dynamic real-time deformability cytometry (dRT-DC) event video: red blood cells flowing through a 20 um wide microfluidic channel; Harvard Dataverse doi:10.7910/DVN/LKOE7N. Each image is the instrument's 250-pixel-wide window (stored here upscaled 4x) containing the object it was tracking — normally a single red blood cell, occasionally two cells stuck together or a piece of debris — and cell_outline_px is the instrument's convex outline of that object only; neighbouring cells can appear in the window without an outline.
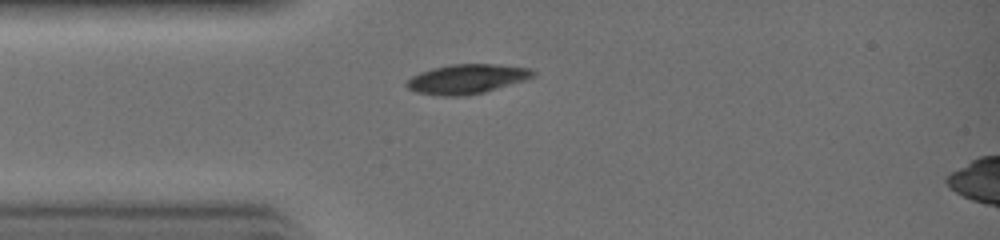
{"species": "common noctule bat (a hibernating species)", "species_latin": "Nyctalus noctula", "temperature_condition": "warm", "stored_images_in_passage": 23, "camera_frame_rate_fps": 3000, "um_per_image_px": 0.085, "animal": {"sex": "female", "body_mass_g": 19.0, "forearm_length_mm": 51.5}, "frame": {"image": 1, "passage_image": 1, "time_ms": 0.0, "image_size_px": [1000, 240], "cell_outline_px": [[536, 72], [532, 76], [524, 80], [484, 92], [464, 96], [440, 96], [416, 92], [408, 88], [404, 84], [412, 76], [420, 72], [432, 68], [452, 64], [496, 64], [528, 68]], "centroid_in_image_um": [39.63, 6.71], "position_along_channel_um": 45.4, "area_um2": 21.56}}
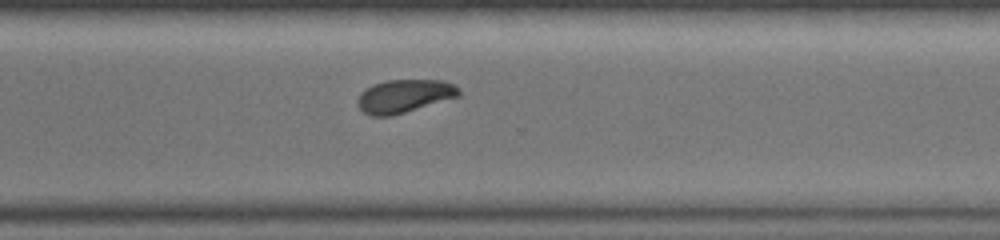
{"frame": {"image": 2, "passage_image": 16, "time_ms": 5.0, "image_size_px": [1000, 240], "cell_outline_px": [[460, 96], [392, 116], [372, 116], [364, 112], [356, 104], [356, 100], [360, 92], [372, 84], [388, 80], [444, 80], [456, 84], [460, 88]], "centroid_in_image_um": [34.37, 8.16], "position_along_channel_um": 336.2, "area_um2": 19.83}}
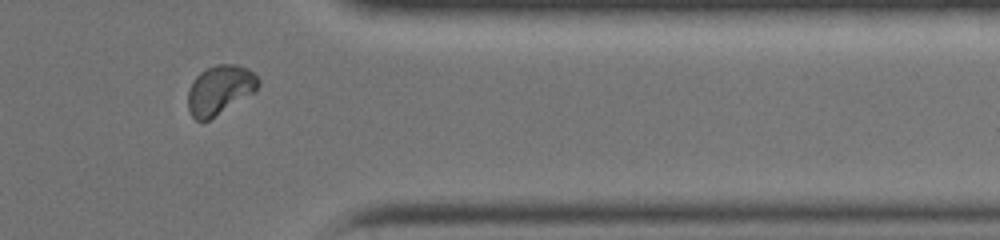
{"frame": {"image": 3, "passage_image": 19, "time_ms": 6.0, "image_size_px": [1000, 240], "cell_outline_px": [[260, 84], [256, 92], [208, 120], [196, 120], [192, 116], [188, 108], [188, 88], [192, 80], [200, 72], [216, 64], [236, 64], [248, 68], [260, 80]], "centroid_in_image_um": [18.7, 7.62], "position_along_channel_um": 392.7, "area_um2": 20.29}}